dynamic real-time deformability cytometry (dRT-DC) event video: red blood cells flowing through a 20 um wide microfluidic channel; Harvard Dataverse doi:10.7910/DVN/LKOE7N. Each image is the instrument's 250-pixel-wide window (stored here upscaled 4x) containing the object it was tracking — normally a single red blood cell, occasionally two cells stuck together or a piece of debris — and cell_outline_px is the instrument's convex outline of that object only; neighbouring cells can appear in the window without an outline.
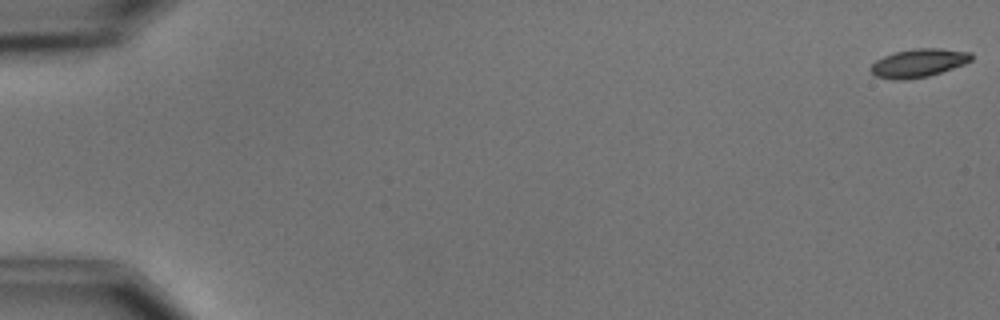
{"species": "common noctule bat (a hibernating species)", "species_latin": "Nyctalus noctula", "temperature_condition": "cold", "stored_images_in_passage": 6, "camera_frame_rate_fps": 3000, "um_per_image_px": 0.085, "animal": {"sex": "male", "body_mass_g": 15.6}, "frame": {"image": 1, "passage_image": 1, "time_ms": 0.0, "image_size_px": [1000, 320], "cell_outline_px": [[972, 60], [964, 64], [928, 76], [904, 80], [896, 80], [876, 76], [868, 68], [876, 60], [884, 56], [896, 52], [916, 48], [940, 48], [972, 52]], "centroid_in_image_um": [78.08, 5.35], "position_along_channel_um": 6.9, "area_um2": 16.53}}